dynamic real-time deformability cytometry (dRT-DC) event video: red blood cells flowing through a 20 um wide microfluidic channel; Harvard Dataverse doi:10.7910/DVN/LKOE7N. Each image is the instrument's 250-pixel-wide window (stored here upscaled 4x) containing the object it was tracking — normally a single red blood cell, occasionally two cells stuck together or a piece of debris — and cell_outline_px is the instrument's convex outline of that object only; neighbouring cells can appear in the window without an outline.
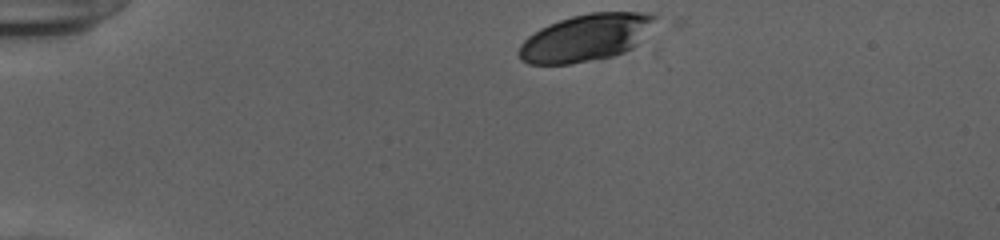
{"species": "human", "species_latin": "Homo sapiens", "temperature_condition": "cold", "stored_images_in_passage": 43, "camera_frame_rate_fps": 3000, "um_per_image_px": 0.085, "donor": {"sex": "female"}, "frame": {"image": 1, "passage_image": 1, "time_ms": 0.0, "image_size_px": [1000, 240], "cell_outline_px": [[656, 16], [636, 44], [632, 48], [624, 52], [612, 56], [568, 64], [528, 64], [520, 60], [520, 44], [528, 36], [540, 28], [548, 24], [572, 16], [588, 12], [648, 12]], "centroid_in_image_um": [49.73, 3.2], "position_along_channel_um": 35.3, "area_um2": 36.7}}
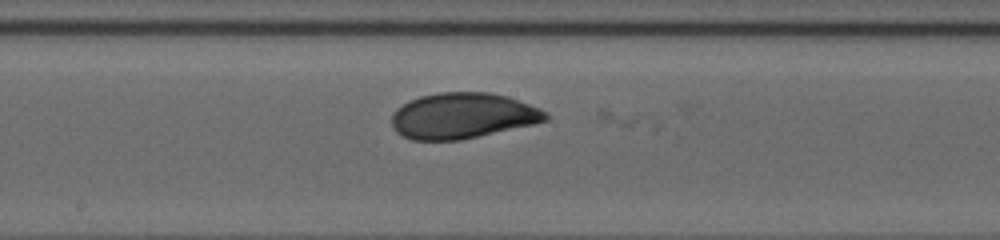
{"frame": {"image": 2, "passage_image": 20, "time_ms": 6.333, "image_size_px": [1000, 240], "cell_outline_px": [[548, 120], [532, 124], [460, 140], [412, 140], [396, 132], [392, 128], [392, 116], [396, 108], [408, 100], [420, 96], [440, 92], [488, 92], [508, 96], [540, 108], [548, 112]], "centroid_in_image_um": [39.3, 9.83], "position_along_channel_um": 208.9, "area_um2": 41.04}}
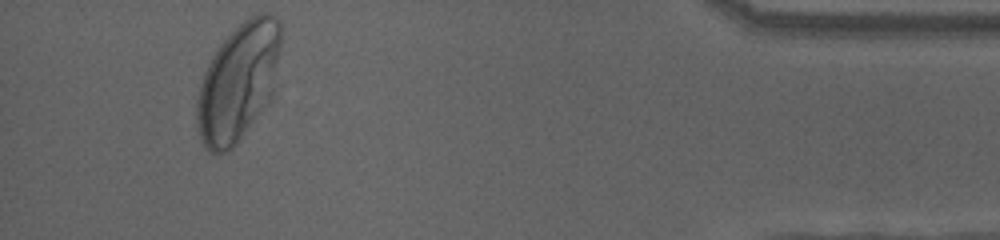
{"frame": {"image": 3, "passage_image": 40, "time_ms": 13.0, "image_size_px": [1000, 240], "cell_outline_px": [[280, 48], [276, 88], [268, 104], [236, 144], [228, 152], [208, 152], [204, 148], [200, 140], [196, 124], [196, 100], [200, 84], [204, 72], [212, 56], [220, 44], [244, 20], [256, 12], [268, 12], [280, 24]], "centroid_in_image_um": [20.26, 7.01], "position_along_channel_um": 414.9, "area_um2": 57.97}, "authors_computed_cell_mechanics": {"area_um2": 41.038, "velocity_mm_per_s": 3.8496, "shape_relaxation_time_tau1_ms": 2.4637, "shape_relaxation_time_tau2_ms": 0.9931, "deformation_change_tau1": 0.1221, "deformation_change_tau2": 0.0337}}